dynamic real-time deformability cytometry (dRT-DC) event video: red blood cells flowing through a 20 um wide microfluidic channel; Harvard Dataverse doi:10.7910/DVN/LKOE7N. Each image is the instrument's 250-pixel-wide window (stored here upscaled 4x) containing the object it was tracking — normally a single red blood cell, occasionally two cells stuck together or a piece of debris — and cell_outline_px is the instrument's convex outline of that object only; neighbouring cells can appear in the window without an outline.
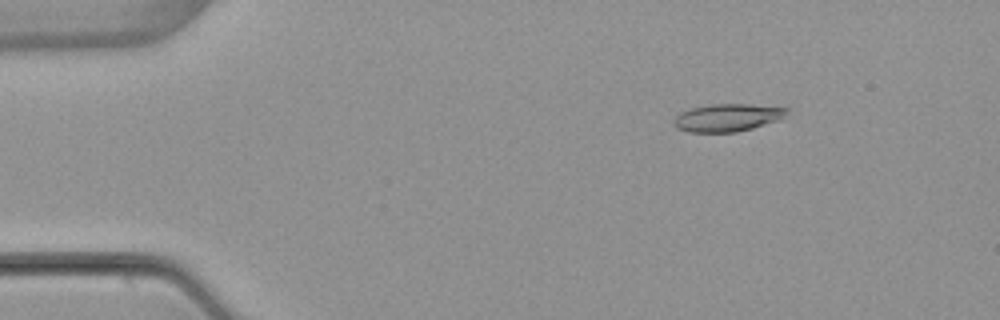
{"species": "common noctule bat (a hibernating species)", "species_latin": "Nyctalus noctula", "temperature_condition": "warm", "stored_images_in_passage": 4, "camera_frame_rate_fps": 3000, "um_per_image_px": 0.085, "animal": {"sex": "female", "body_mass_g": 22.7, "forearm_length_mm": 54.2}, "frame": {"image": 1, "passage_image": 2, "time_ms": 1.0, "image_size_px": [1000, 320], "cell_outline_px": [[788, 112], [780, 120], [752, 128], [736, 132], [688, 132], [676, 128], [672, 124], [672, 120], [680, 112], [692, 108], [712, 104], [752, 104], [788, 108]], "centroid_in_image_um": [61.81, 10.0], "position_along_channel_um": 23.2, "area_um2": 18.32}}
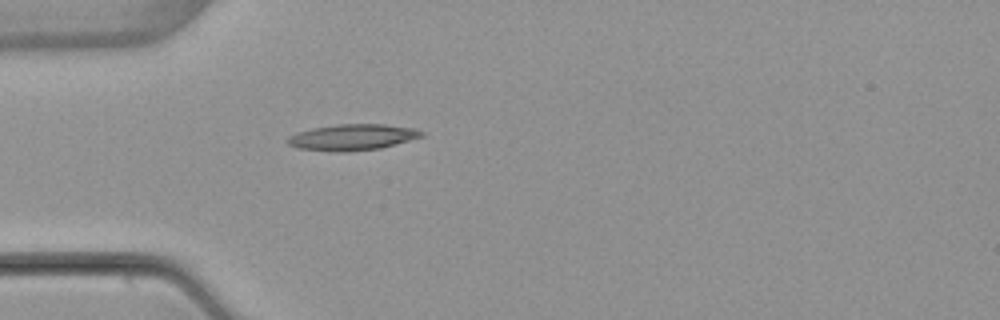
{"frame": {"image": 2, "passage_image": 4, "time_ms": 3.667, "image_size_px": [1000, 320], "cell_outline_px": [[424, 136], [380, 148], [348, 152], [336, 152], [296, 148], [288, 144], [284, 140], [288, 136], [296, 132], [312, 128], [336, 124], [384, 124], [416, 128], [424, 132]], "centroid_in_image_um": [29.91, 11.66], "position_along_channel_um": 55.1, "area_um2": 20.63}}